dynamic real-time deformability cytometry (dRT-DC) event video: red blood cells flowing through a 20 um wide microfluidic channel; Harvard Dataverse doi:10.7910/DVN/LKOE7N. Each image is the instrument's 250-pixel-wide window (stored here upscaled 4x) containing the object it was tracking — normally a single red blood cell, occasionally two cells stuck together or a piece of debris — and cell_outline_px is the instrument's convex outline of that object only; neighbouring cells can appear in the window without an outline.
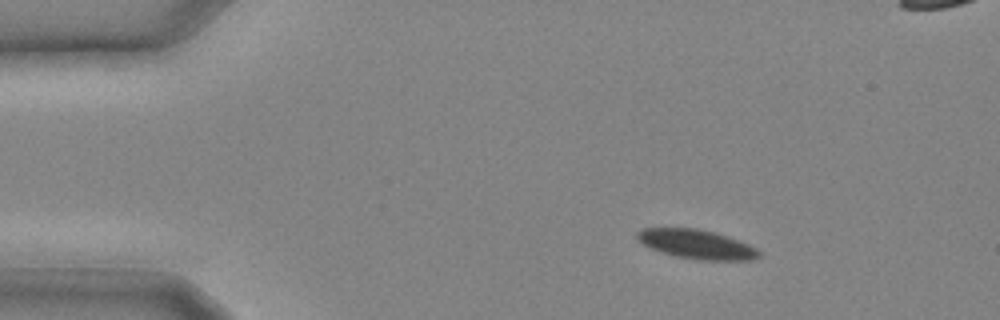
{"species": "common noctule bat (a hibernating species)", "species_latin": "Nyctalus noctula", "temperature_condition": "cold", "stored_images_in_passage": 12, "camera_frame_rate_fps": 3000, "um_per_image_px": 0.085, "animal": {"sex": "male", "body_mass_g": 20.4}, "frame": {"image": 1, "passage_image": 1, "time_ms": 0.0, "image_size_px": [1000, 320], "cell_outline_px": [[760, 256], [752, 260], [700, 260], [676, 256], [652, 248], [644, 244], [636, 236], [636, 232], [644, 228], [696, 228], [716, 232], [740, 240], [756, 248], [760, 252]], "centroid_in_image_um": [59.26, 20.75], "position_along_channel_um": 25.7, "area_um2": 20.58}}
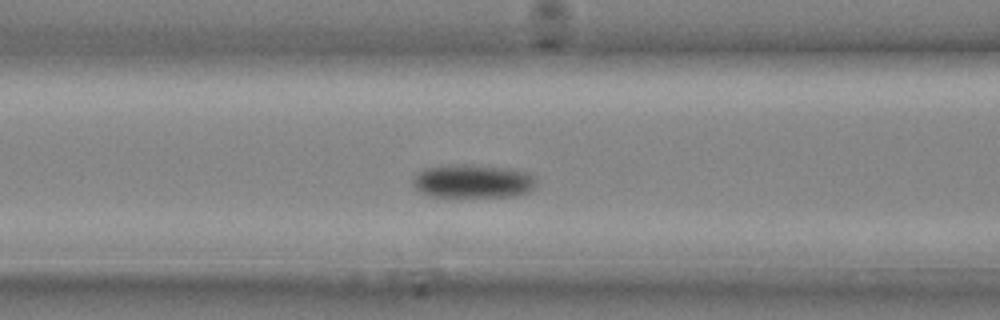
{"frame": {"image": 2, "passage_image": 8, "time_ms": 2.333, "image_size_px": [1000, 320], "cell_outline_px": [[536, 188], [528, 192], [516, 196], [428, 196], [420, 192], [416, 188], [416, 176], [424, 168], [440, 164], [468, 164], [512, 168], [532, 172], [536, 180]], "centroid_in_image_um": [40.29, 15.38], "position_along_channel_um": 126.3, "area_um2": 24.39}}
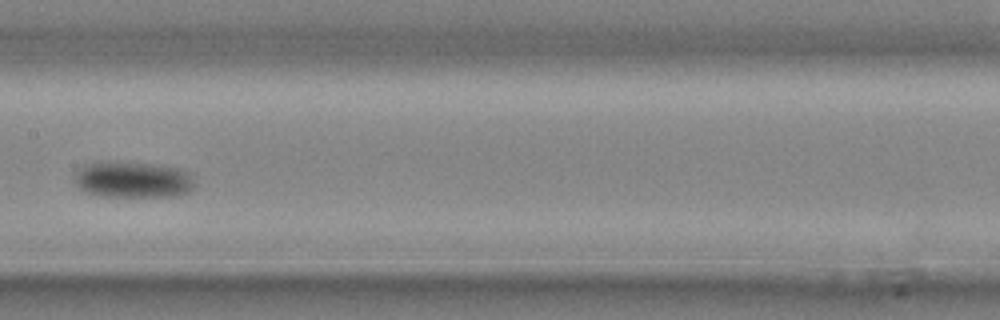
{"frame": {"image": 3, "passage_image": 11, "time_ms": 3.333, "image_size_px": [1000, 320], "cell_outline_px": [[196, 188], [180, 196], [100, 196], [84, 192], [76, 184], [76, 172], [84, 164], [104, 160], [148, 164], [180, 168], [192, 172], [196, 184]], "centroid_in_image_um": [11.35, 15.26], "position_along_channel_um": 196.0, "area_um2": 25.89}}